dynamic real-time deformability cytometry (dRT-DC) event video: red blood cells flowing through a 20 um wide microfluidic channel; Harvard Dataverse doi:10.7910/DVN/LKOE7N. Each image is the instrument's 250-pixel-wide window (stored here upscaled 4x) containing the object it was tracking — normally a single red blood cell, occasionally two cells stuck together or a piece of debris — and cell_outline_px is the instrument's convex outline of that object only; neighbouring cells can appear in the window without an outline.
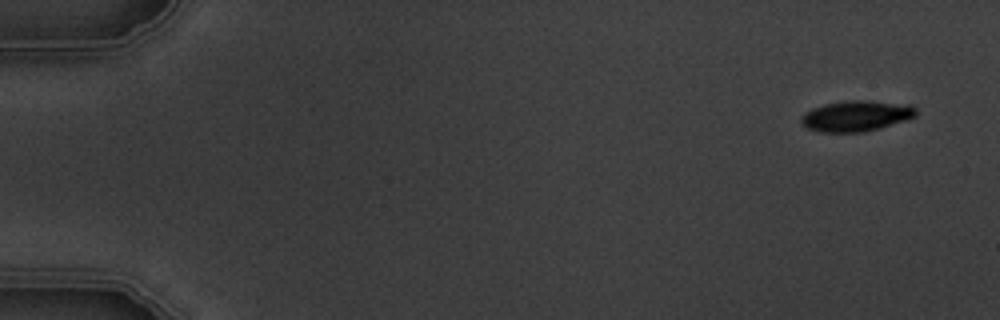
{"species": "common noctule bat (a hibernating species)", "species_latin": "Nyctalus noctula", "temperature_condition": "warm", "stored_images_in_passage": 5, "camera_frame_rate_fps": 3000, "um_per_image_px": 0.085, "animal": {"sex": "male", "body_mass_g": 19.5, "forearm_length_mm": 54.6}, "frame": {"image": 1, "passage_image": 1, "time_ms": 0.0, "image_size_px": [1000, 320], "cell_outline_px": [[916, 116], [880, 128], [860, 132], [820, 132], [808, 128], [800, 120], [800, 116], [804, 112], [812, 108], [824, 104], [852, 100], [864, 100], [912, 104], [916, 108]], "centroid_in_image_um": [72.77, 9.84], "position_along_channel_um": 12.2, "area_um2": 20.52}}
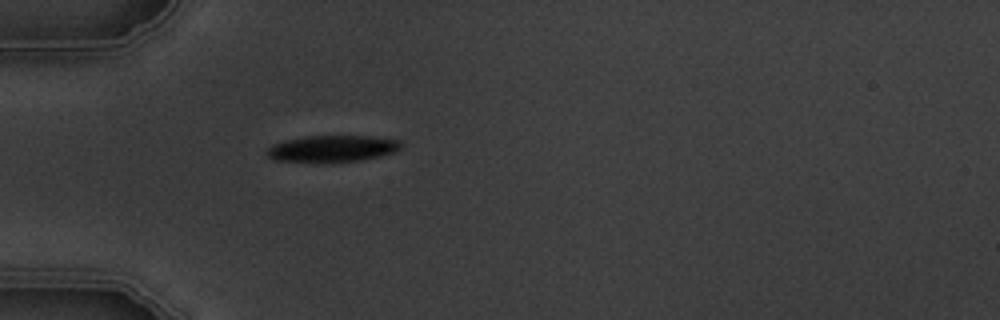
{"frame": {"image": 2, "passage_image": 5, "time_ms": 4.667, "image_size_px": [1000, 320], "cell_outline_px": [[404, 144], [396, 152], [380, 156], [360, 160], [332, 164], [316, 164], [272, 160], [264, 152], [272, 144], [304, 136], [368, 136], [400, 140]], "centroid_in_image_um": [28.21, 12.67], "position_along_channel_um": 56.8, "area_um2": 21.62}}